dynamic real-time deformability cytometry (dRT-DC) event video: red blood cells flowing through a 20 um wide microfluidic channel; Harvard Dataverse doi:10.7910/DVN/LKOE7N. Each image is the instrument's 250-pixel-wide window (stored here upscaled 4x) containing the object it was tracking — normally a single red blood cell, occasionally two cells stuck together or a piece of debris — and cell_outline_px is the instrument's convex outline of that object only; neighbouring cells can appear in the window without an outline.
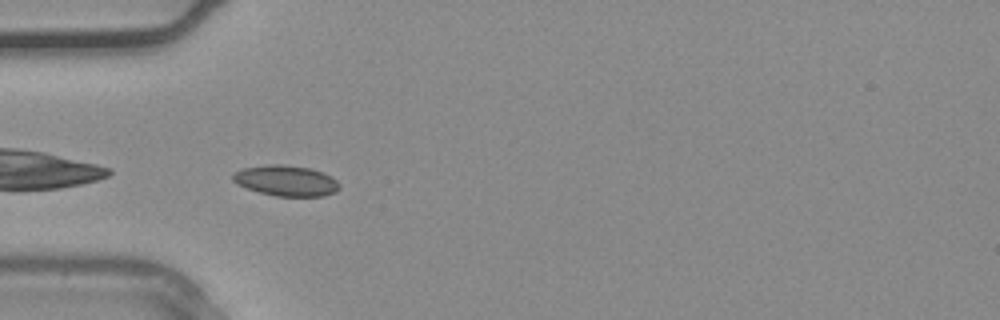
{"species": "common noctule bat (a hibernating species)", "species_latin": "Nyctalus noctula", "temperature_condition": "warm", "stored_images_in_passage": 27, "camera_frame_rate_fps": 3000, "um_per_image_px": 0.085, "animal": {"sex": "male", "body_mass_g": 20.4}, "frame": {"image": 1, "passage_image": 1, "time_ms": 0.0, "image_size_px": [1000, 320], "cell_outline_px": [[340, 188], [336, 192], [324, 196], [276, 196], [260, 192], [236, 184], [232, 180], [232, 172], [244, 168], [268, 164], [284, 164], [312, 168], [324, 172], [332, 176], [340, 184]], "centroid_in_image_um": [24.34, 15.34], "position_along_channel_um": 60.7, "area_um2": 19.31}}